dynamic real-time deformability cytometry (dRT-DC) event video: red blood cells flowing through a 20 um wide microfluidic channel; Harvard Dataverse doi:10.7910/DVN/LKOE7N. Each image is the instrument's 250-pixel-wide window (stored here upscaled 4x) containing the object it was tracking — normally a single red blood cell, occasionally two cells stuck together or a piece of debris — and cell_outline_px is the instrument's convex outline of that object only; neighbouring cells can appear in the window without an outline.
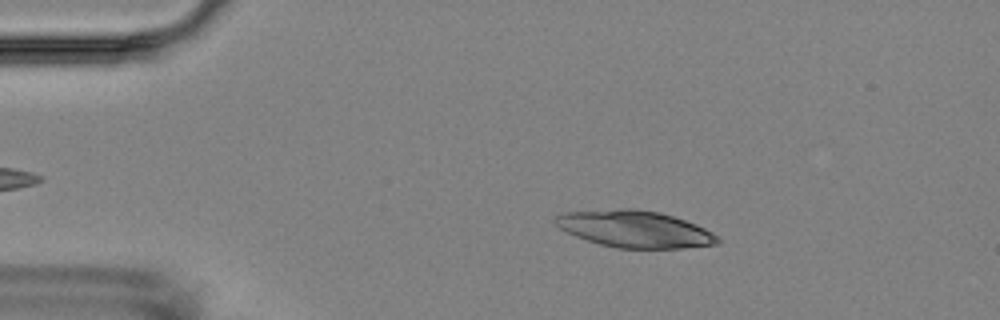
{"species": "Egyptian fruit bat (a non-hibernating species)", "species_latin": "Rousettus aegyptiacus", "temperature_condition": "room temperature", "stored_images_in_passage": 3, "camera_frame_rate_fps": 3000, "um_per_image_px": 0.085, "animal": {"sex": "female"}, "frame": {"image": 1, "passage_image": 2, "time_ms": 1.333, "image_size_px": [1000, 320], "cell_outline_px": [[720, 244], [680, 248], [616, 248], [600, 244], [576, 236], [560, 228], [552, 220], [560, 212], [620, 208], [636, 208], [660, 212], [696, 224], [720, 236]], "centroid_in_image_um": [53.96, 19.46], "position_along_channel_um": 31.0, "area_um2": 35.03}}